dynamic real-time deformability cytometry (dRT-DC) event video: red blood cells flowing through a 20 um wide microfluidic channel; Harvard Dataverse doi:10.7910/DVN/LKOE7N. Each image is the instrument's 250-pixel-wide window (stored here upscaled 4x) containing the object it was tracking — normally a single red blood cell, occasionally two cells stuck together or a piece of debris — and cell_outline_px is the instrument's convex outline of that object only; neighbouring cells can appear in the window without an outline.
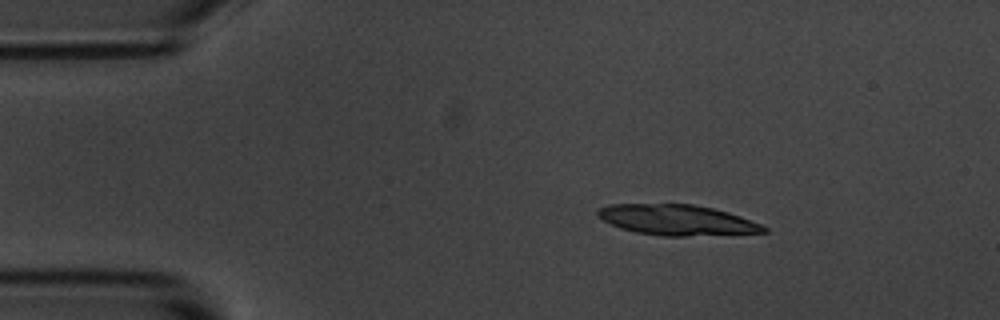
{"species": "common noctule bat (a hibernating species)", "species_latin": "Nyctalus noctula", "temperature_condition": "room temperature", "stored_images_in_passage": 4, "camera_frame_rate_fps": 3000, "um_per_image_px": 0.085, "animal": {"sex": "male", "body_mass_g": 20.1, "forearm_length_mm": 53.5}, "frame": {"image": 1, "passage_image": 1, "time_ms": 0.0, "image_size_px": [1000, 320], "cell_outline_px": [[768, 232], [688, 236], [660, 236], [636, 232], [620, 228], [596, 216], [596, 212], [600, 208], [608, 204], [692, 204], [712, 208], [728, 212], [740, 216], [760, 224], [768, 228]], "centroid_in_image_um": [57.53, 18.7], "position_along_channel_um": 27.5, "area_um2": 29.42}}